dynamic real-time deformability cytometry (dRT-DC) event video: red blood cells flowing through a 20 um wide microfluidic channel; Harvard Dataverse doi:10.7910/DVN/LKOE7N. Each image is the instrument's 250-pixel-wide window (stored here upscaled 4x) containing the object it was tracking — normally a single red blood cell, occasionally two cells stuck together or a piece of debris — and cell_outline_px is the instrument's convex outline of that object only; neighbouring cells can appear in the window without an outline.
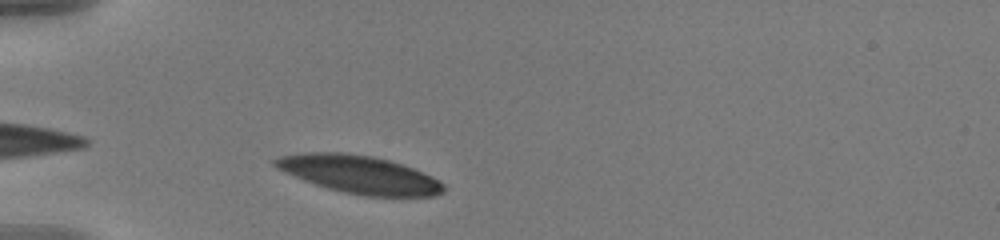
{"species": "human", "species_latin": "Homo sapiens", "temperature_condition": "warm", "stored_images_in_passage": 37, "camera_frame_rate_fps": 3000, "um_per_image_px": 0.085, "donor": {"sex": "male"}, "frame": {"image": 1, "passage_image": 4, "time_ms": 1.0, "image_size_px": [1000, 240], "cell_outline_px": [[444, 192], [432, 196], [364, 196], [344, 192], [328, 188], [304, 180], [284, 172], [276, 168], [272, 164], [272, 160], [276, 156], [300, 152], [348, 152], [372, 156], [404, 164], [424, 172], [432, 176], [444, 184]], "centroid_in_image_um": [30.51, 14.8], "position_along_channel_um": 54.5, "area_um2": 37.45}}
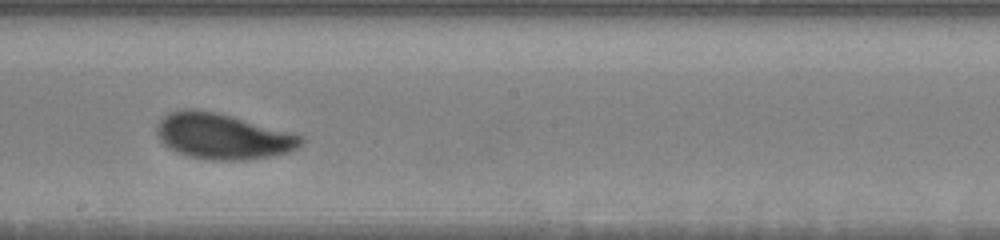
{"frame": {"image": 2, "passage_image": 20, "time_ms": 6.333, "image_size_px": [1000, 240], "cell_outline_px": [[304, 140], [296, 148], [288, 152], [268, 156], [244, 160], [212, 160], [188, 156], [176, 152], [168, 148], [160, 140], [156, 132], [156, 124], [168, 112], [184, 108], [192, 108], [216, 112], [232, 116], [292, 132], [304, 136]], "centroid_in_image_um": [18.89, 11.57], "position_along_channel_um": 229.3, "area_um2": 38.49}}
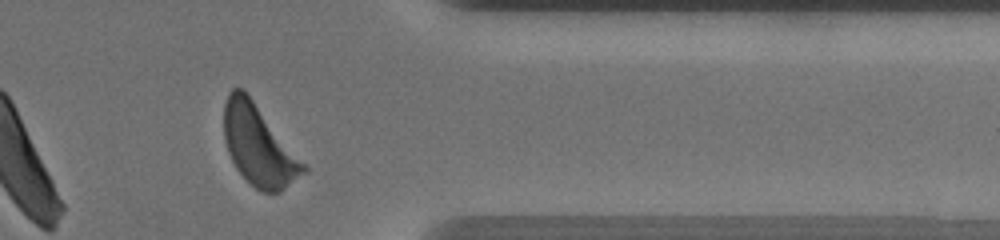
{"frame": {"image": 3, "passage_image": 34, "time_ms": 11.0, "image_size_px": [1000, 240], "cell_outline_px": [[308, 172], [280, 192], [260, 192], [236, 168], [228, 152], [224, 140], [224, 104], [228, 92], [232, 88], [244, 88], [308, 168]], "centroid_in_image_um": [21.99, 12.35], "position_along_channel_um": 389.4, "area_um2": 36.99}, "authors_computed_cell_mechanics": {"area_um2": 37.4544, "velocity_mm_per_s": 3.6045, "shape_relaxation_time_tau1_ms": 2.6995, "shape_relaxation_time_tau2_ms": 2.1019, "deformation_change_tau1": 0.1627, "deformation_change_tau2": 0.0887}}